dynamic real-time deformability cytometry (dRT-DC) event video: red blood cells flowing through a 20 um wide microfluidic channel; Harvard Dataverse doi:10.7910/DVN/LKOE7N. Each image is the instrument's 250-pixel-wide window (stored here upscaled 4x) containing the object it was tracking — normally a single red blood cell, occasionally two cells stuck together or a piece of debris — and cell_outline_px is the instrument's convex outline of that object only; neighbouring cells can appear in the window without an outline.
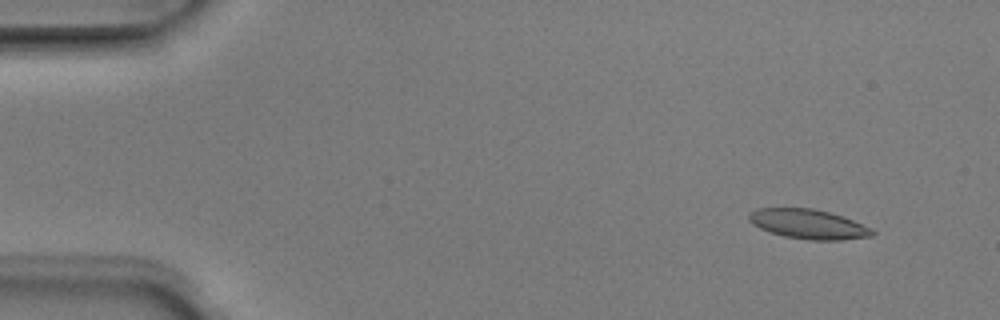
{"species": "Egyptian fruit bat (a non-hibernating species)", "species_latin": "Rousettus aegyptiacus", "temperature_condition": "room temperature", "stored_images_in_passage": 5, "camera_frame_rate_fps": 3000, "um_per_image_px": 0.085, "animal": {"sex": "male"}, "frame": {"image": 1, "passage_image": 1, "time_ms": 0.0, "image_size_px": [1000, 320], "cell_outline_px": [[876, 232], [872, 236], [840, 240], [808, 240], [784, 236], [768, 232], [752, 224], [748, 220], [748, 212], [756, 208], [812, 208], [828, 212], [852, 220], [872, 228]], "centroid_in_image_um": [68.66, 19.05], "position_along_channel_um": 16.3, "area_um2": 21.33}}
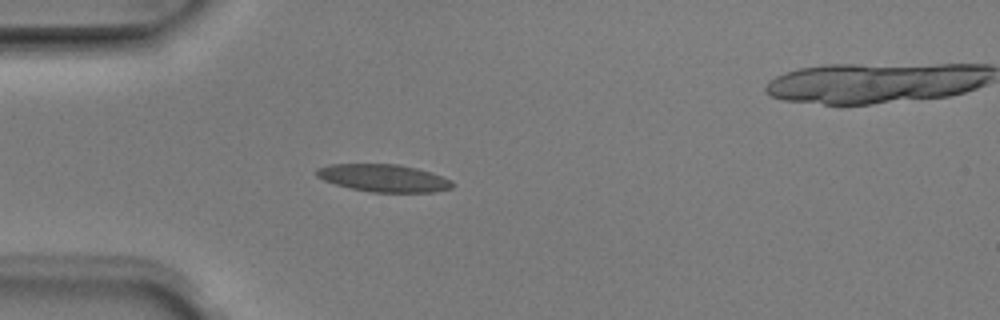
{"frame": {"image": 2, "passage_image": 4, "time_ms": 1.0, "image_size_px": [1000, 320], "cell_outline_px": [[456, 184], [452, 188], [432, 192], [372, 192], [352, 188], [336, 184], [324, 180], [316, 176], [316, 168], [328, 164], [400, 164], [432, 172], [452, 180]], "centroid_in_image_um": [32.64, 15.12], "position_along_channel_um": 52.4, "area_um2": 21.85}}